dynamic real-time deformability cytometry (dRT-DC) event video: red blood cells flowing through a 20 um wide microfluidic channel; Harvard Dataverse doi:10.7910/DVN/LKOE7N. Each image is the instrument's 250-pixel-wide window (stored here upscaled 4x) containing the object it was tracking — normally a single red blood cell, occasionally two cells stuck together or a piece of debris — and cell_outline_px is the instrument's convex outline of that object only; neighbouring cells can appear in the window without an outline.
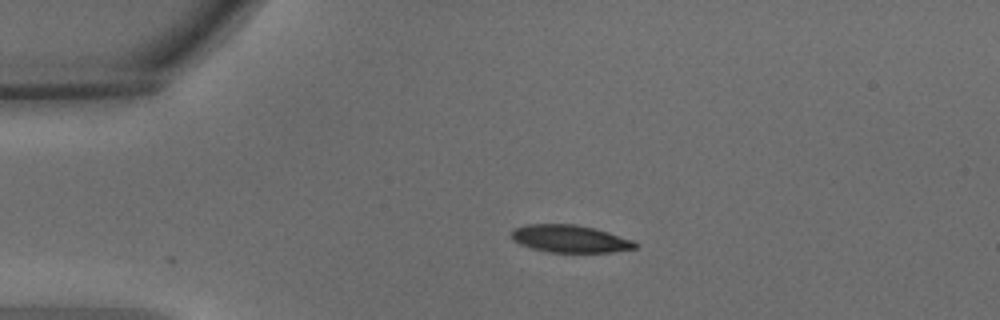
{"species": "common noctule bat (a hibernating species)", "species_latin": "Nyctalus noctula", "temperature_condition": "warm", "stored_images_in_passage": 44, "camera_frame_rate_fps": 3000, "um_per_image_px": 0.085, "animal": {"sex": "male", "body_mass_g": 15.6}, "frame": {"image": 1, "passage_image": 1, "time_ms": 0.0, "image_size_px": [1000, 320], "cell_outline_px": [[640, 244], [636, 248], [612, 252], [548, 252], [532, 248], [520, 244], [512, 240], [512, 228], [528, 224], [576, 224], [608, 232], [632, 240]], "centroid_in_image_um": [48.44, 20.29], "position_along_channel_um": 36.6, "area_um2": 19.77}}
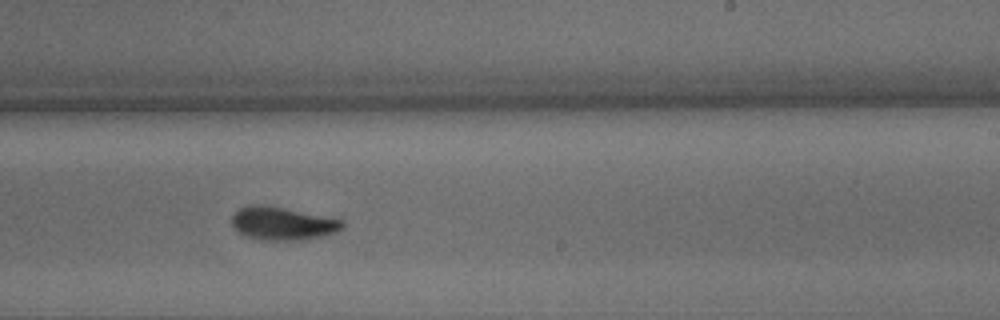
{"frame": {"image": 2, "passage_image": 23, "time_ms": 7.333, "image_size_px": [1000, 320], "cell_outline_px": [[344, 228], [336, 232], [320, 236], [300, 240], [264, 240], [248, 236], [240, 232], [232, 224], [232, 216], [240, 208], [248, 204], [264, 204], [344, 220]], "centroid_in_image_um": [24.03, 18.98], "position_along_channel_um": 265.0, "area_um2": 21.1}}
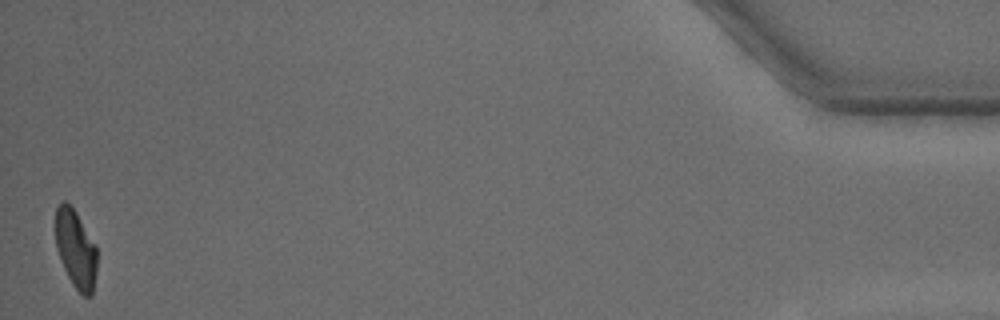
{"frame": {"image": 3, "passage_image": 44, "time_ms": 14.333, "image_size_px": [1000, 320], "cell_outline_px": [[96, 272], [92, 296], [84, 296], [72, 284], [64, 268], [56, 244], [56, 208], [64, 200], [76, 212], [96, 244]], "centroid_in_image_um": [6.46, 21.18], "position_along_channel_um": 428.7, "area_um2": 18.61}, "authors_computed_cell_mechanics": {"area_um2": 20.8658, "velocity_mm_per_s": 3.6273, "shape_relaxation_time_tau1_ms": 4.0439, "shape_relaxation_time_tau2_ms": 3.0187, "deformation_change_tau1": 0.1437, "deformation_change_tau2": 0.0947}}